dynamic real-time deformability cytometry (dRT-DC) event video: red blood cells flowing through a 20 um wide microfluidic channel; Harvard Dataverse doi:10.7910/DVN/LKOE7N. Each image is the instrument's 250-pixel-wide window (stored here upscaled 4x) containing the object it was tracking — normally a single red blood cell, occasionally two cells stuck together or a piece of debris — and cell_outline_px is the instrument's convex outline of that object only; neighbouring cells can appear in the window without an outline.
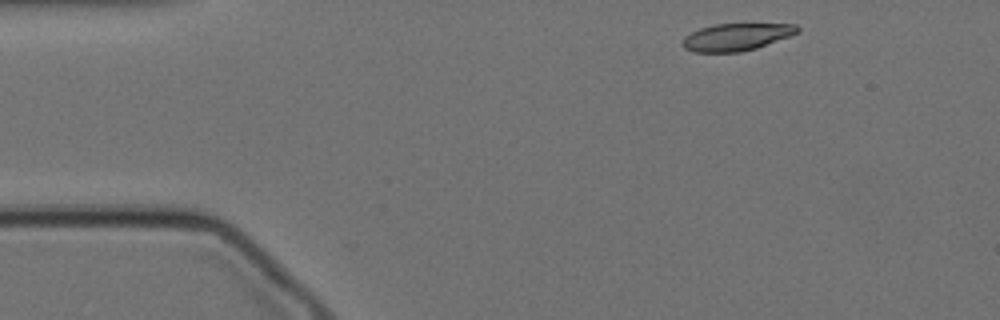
{"species": "Egyptian fruit bat (a non-hibernating species)", "species_latin": "Rousettus aegyptiacus", "temperature_condition": "cold", "stored_images_in_passage": 52, "camera_frame_rate_fps": 3000, "um_per_image_px": 0.085, "animal": {"sex": "female"}, "frame": {"image": 1, "passage_image": 2, "time_ms": 0.333, "image_size_px": [1000, 320], "cell_outline_px": [[800, 32], [756, 48], [740, 52], [692, 52], [684, 48], [680, 44], [684, 36], [700, 28], [716, 24], [796, 24], [800, 28]], "centroid_in_image_um": [62.56, 3.15], "position_along_channel_um": 22.4, "area_um2": 18.26}}
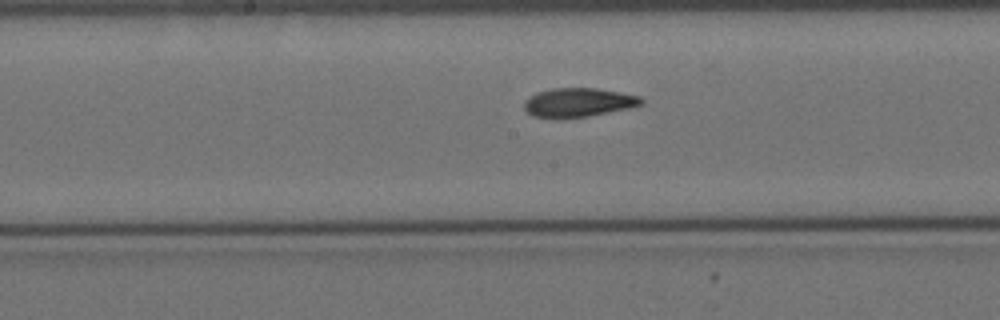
{"frame": {"image": 2, "passage_image": 23, "time_ms": 7.333, "image_size_px": [1000, 320], "cell_outline_px": [[644, 104], [628, 108], [588, 116], [560, 120], [556, 120], [532, 116], [524, 108], [524, 100], [536, 92], [552, 88], [596, 88], [620, 92], [640, 96], [644, 100]], "centroid_in_image_um": [49.12, 8.73], "position_along_channel_um": 199.1, "area_um2": 20.17}}
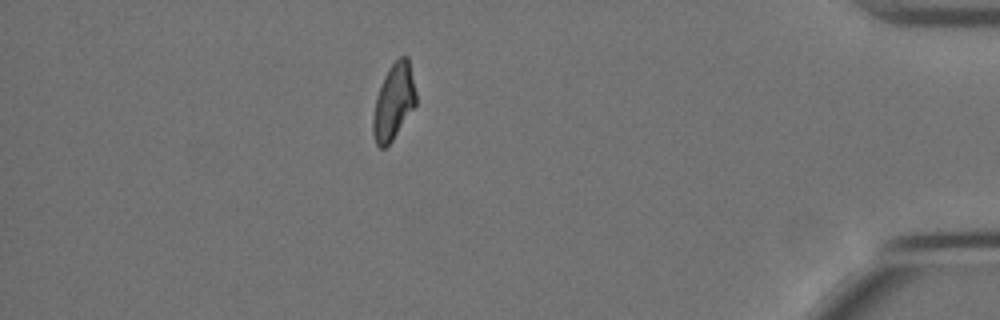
{"frame": {"image": 3, "passage_image": 45, "time_ms": 14.667, "image_size_px": [1000, 320], "cell_outline_px": [[416, 104], [392, 140], [384, 148], [380, 148], [376, 144], [372, 132], [372, 116], [376, 96], [384, 76], [388, 68], [400, 56], [408, 56], [416, 92]], "centroid_in_image_um": [33.44, 8.64], "position_along_channel_um": 401.8, "area_um2": 18.96}, "authors_computed_cell_mechanics": {"area_um2": 19.5364, "velocity_mm_per_s": 3.4375, "shape_relaxation_time_tau1_ms": 10.1846, "shape_relaxation_time_tau2_ms": 5.1962, "deformation_change_tau1": 0.2461, "deformation_change_tau2": 0.0842}}